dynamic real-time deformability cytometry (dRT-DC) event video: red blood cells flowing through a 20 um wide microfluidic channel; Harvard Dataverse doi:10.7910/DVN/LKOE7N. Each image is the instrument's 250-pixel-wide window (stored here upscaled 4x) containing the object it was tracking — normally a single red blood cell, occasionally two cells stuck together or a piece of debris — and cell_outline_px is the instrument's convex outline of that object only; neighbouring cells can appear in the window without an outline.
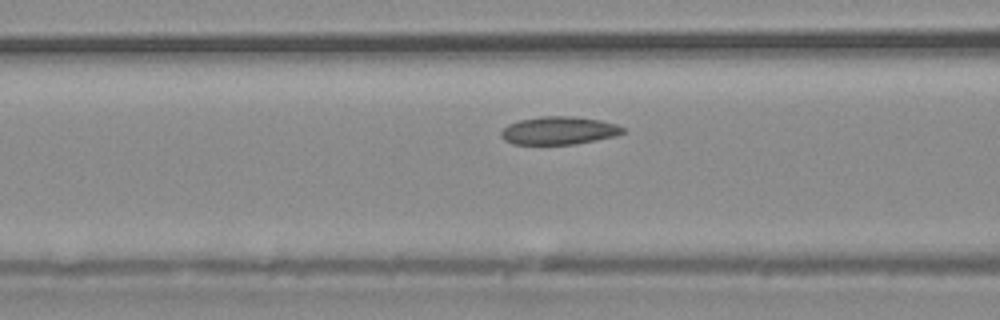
{"species": "common noctule bat (a hibernating species)", "species_latin": "Nyctalus noctula", "temperature_condition": "warm", "stored_images_in_passage": 26, "camera_frame_rate_fps": 3000, "um_per_image_px": 0.085, "animal": {"sex": "male", "body_mass_g": 20.4}, "frame": {"image": 1, "passage_image": 8, "time_ms": 2.333, "image_size_px": [1000, 320], "cell_outline_px": [[624, 132], [616, 136], [596, 140], [572, 144], [512, 144], [504, 140], [500, 136], [500, 132], [508, 124], [520, 120], [540, 116], [572, 116], [600, 120], [616, 124], [624, 128]], "centroid_in_image_um": [47.48, 11.09], "position_along_channel_um": 119.1, "area_um2": 19.83}}
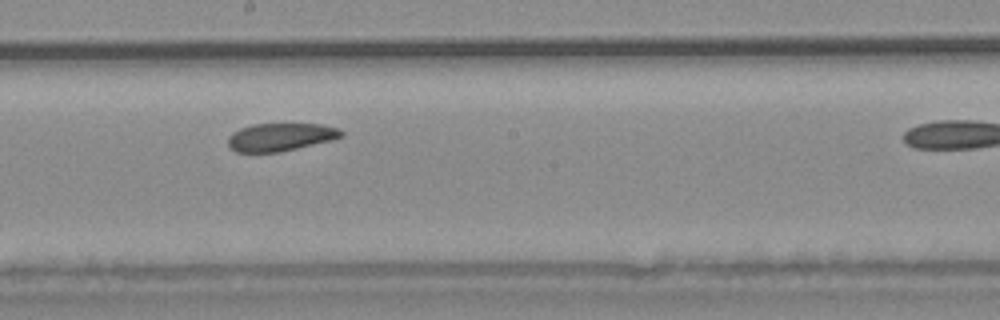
{"frame": {"image": 2, "passage_image": 14, "time_ms": 4.333, "image_size_px": [1000, 320], "cell_outline_px": [[344, 136], [332, 140], [280, 152], [236, 152], [228, 148], [228, 136], [232, 132], [240, 128], [252, 124], [320, 124], [336, 128], [344, 132]], "centroid_in_image_um": [23.8, 11.65], "position_along_channel_um": 224.4, "area_um2": 18.5}}
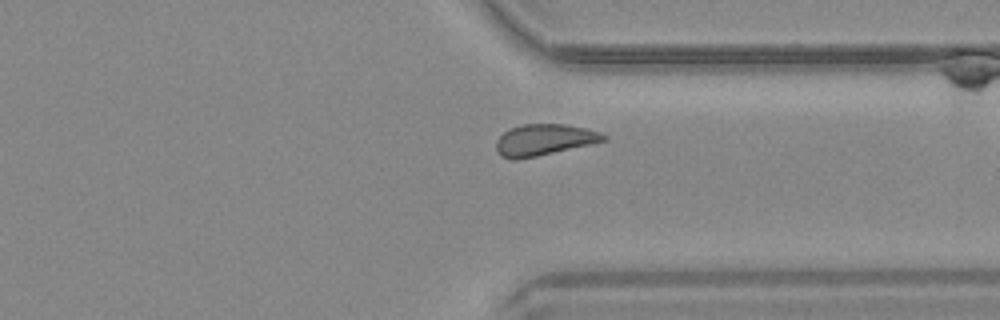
{"frame": {"image": 3, "passage_image": 22, "time_ms": 7.0, "image_size_px": [1000, 320], "cell_outline_px": [[608, 140], [592, 144], [536, 156], [516, 160], [512, 160], [500, 156], [496, 148], [496, 140], [508, 128], [520, 124], [564, 124], [588, 128], [600, 132], [608, 136]], "centroid_in_image_um": [46.26, 11.88], "position_along_channel_um": 365.1, "area_um2": 19.83}}